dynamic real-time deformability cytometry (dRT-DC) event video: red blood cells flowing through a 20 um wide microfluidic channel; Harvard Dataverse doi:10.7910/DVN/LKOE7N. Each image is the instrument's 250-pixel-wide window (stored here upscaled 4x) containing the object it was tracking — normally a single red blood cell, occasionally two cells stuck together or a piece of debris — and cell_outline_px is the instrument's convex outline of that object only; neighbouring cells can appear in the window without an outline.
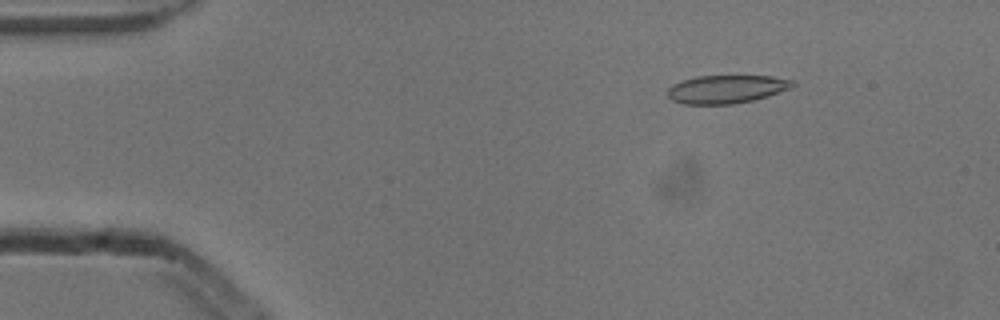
{"species": "common noctule bat (a hibernating species)", "species_latin": "Nyctalus noctula", "temperature_condition": "cold", "stored_images_in_passage": 4, "camera_frame_rate_fps": 3000, "um_per_image_px": 0.085, "animal": {"sex": "male", "body_mass_g": 13.3}, "frame": {"image": 1, "passage_image": 2, "time_ms": 0.333, "image_size_px": [1000, 320], "cell_outline_px": [[796, 84], [792, 88], [768, 96], [752, 100], [732, 104], [684, 104], [672, 100], [668, 96], [668, 88], [672, 84], [696, 76], [772, 76], [796, 80]], "centroid_in_image_um": [61.79, 7.57], "position_along_channel_um": 23.2, "area_um2": 20.63}}